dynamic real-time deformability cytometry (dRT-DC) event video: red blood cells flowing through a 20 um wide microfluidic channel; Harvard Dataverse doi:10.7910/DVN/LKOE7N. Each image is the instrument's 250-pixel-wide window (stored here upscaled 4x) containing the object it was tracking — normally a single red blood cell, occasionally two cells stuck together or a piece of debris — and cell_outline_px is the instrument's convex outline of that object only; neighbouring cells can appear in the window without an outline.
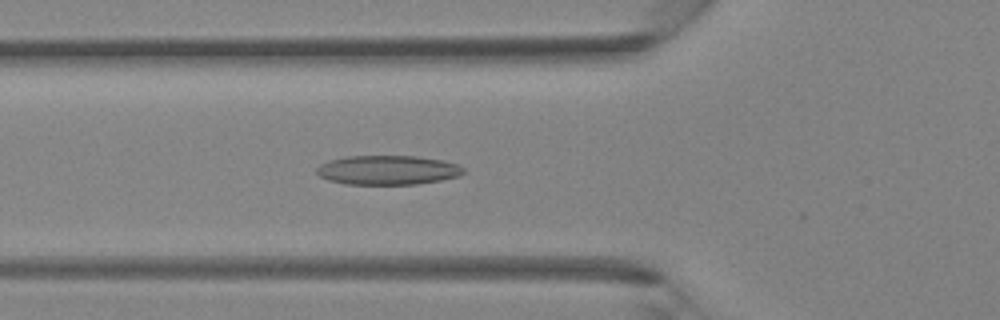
{"species": "Egyptian fruit bat (a non-hibernating species)", "species_latin": "Rousettus aegyptiacus", "temperature_condition": "room temperature", "stored_images_in_passage": 41, "camera_frame_rate_fps": 3000, "um_per_image_px": 0.085, "animal": {"sex": "female"}, "frame": {"image": 1, "passage_image": 14, "time_ms": 4.333, "image_size_px": [1000, 320], "cell_outline_px": [[464, 172], [460, 176], [440, 180], [416, 184], [344, 184], [328, 180], [320, 176], [316, 172], [316, 168], [320, 164], [328, 160], [348, 156], [416, 156], [444, 160], [456, 164], [464, 168]], "centroid_in_image_um": [32.94, 14.45], "position_along_channel_um": 92.9, "area_um2": 25.14}}
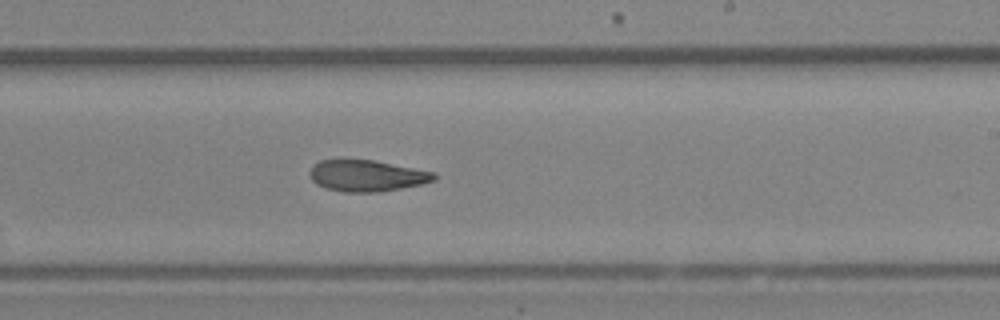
{"frame": {"image": 2, "passage_image": 24, "time_ms": 7.667, "image_size_px": [1000, 320], "cell_outline_px": [[436, 180], [420, 184], [380, 192], [344, 192], [324, 188], [316, 184], [312, 180], [312, 164], [320, 160], [376, 160], [436, 172]], "centroid_in_image_um": [31.21, 14.93], "position_along_channel_um": 257.8, "area_um2": 22.72}}
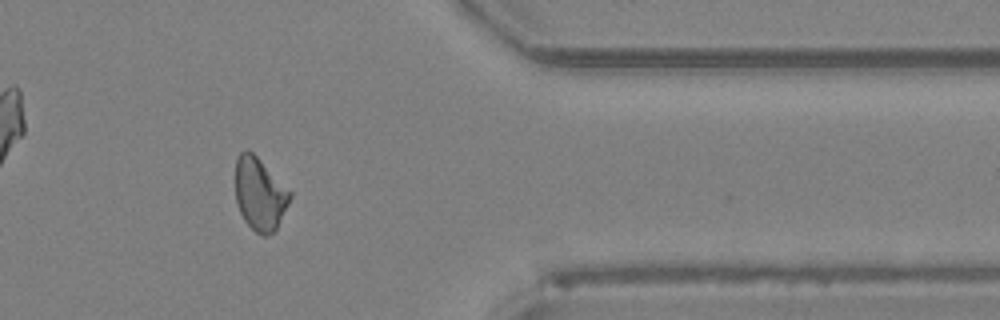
{"frame": {"image": 3, "passage_image": 33, "time_ms": 10.667, "image_size_px": [1000, 320], "cell_outline_px": [[292, 196], [276, 232], [264, 236], [256, 232], [244, 220], [240, 212], [236, 200], [236, 156], [240, 152], [248, 148], [292, 192]], "centroid_in_image_um": [22.09, 16.5], "position_along_channel_um": 389.3, "area_um2": 23.18}}